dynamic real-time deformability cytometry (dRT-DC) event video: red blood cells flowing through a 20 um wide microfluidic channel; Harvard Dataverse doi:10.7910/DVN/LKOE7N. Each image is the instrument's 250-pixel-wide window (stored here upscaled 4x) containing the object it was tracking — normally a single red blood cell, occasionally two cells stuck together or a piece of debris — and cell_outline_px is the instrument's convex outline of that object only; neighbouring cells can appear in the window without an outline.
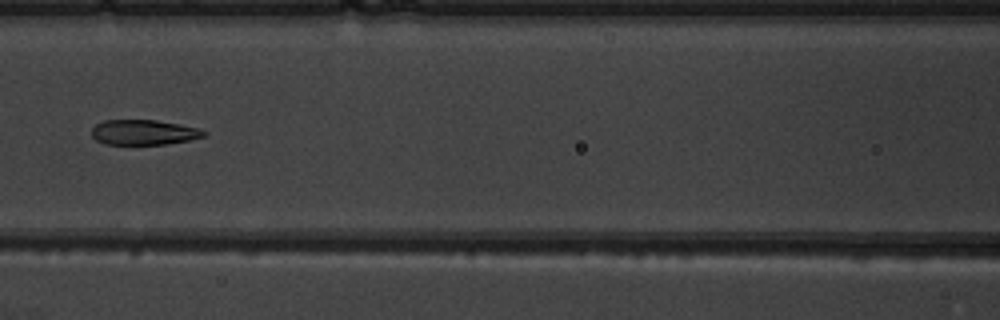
{"species": "common noctule bat (a hibernating species)", "species_latin": "Nyctalus noctula", "temperature_condition": "warm", "stored_images_in_passage": 7, "camera_frame_rate_fps": 3000, "um_per_image_px": 0.085, "animal": {"sex": "male", "body_mass_g": 19.5, "forearm_length_mm": 54.6}, "frame": {"image": 1, "passage_image": 5, "time_ms": 4.667, "image_size_px": [1000, 320], "cell_outline_px": [[208, 132], [204, 136], [188, 140], [164, 144], [104, 144], [96, 140], [92, 136], [92, 128], [96, 124], [104, 120], [156, 120], [180, 124], [200, 128]], "centroid_in_image_um": [12.22, 11.24], "position_along_channel_um": 154.4, "area_um2": 16.42}}
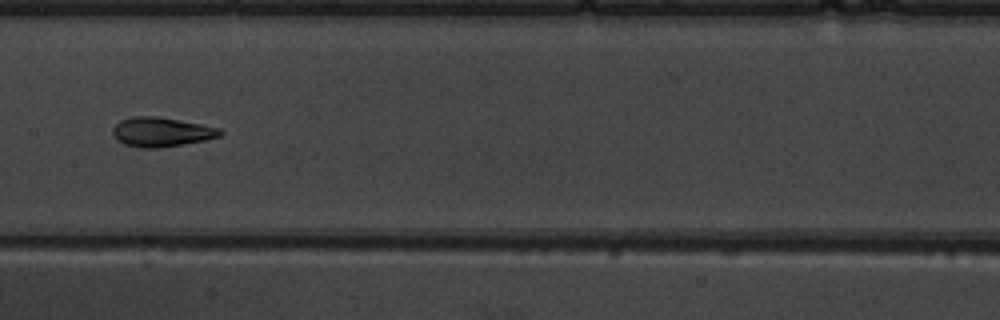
{"frame": {"image": 2, "passage_image": 6, "time_ms": 5.667, "image_size_px": [1000, 320], "cell_outline_px": [[224, 132], [220, 136], [204, 140], [160, 148], [140, 148], [124, 144], [116, 140], [112, 132], [112, 128], [120, 120], [132, 116], [156, 116], [200, 124], [220, 128]], "centroid_in_image_um": [13.68, 11.22], "position_along_channel_um": 193.7, "area_um2": 18.38}}
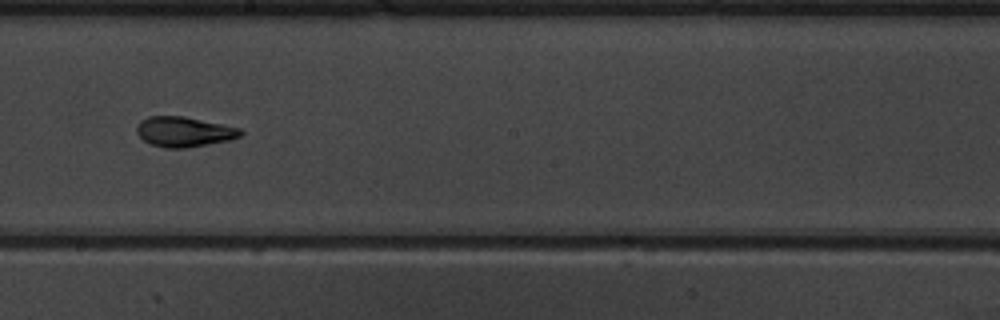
{"frame": {"image": 3, "passage_image": 7, "time_ms": 6.667, "image_size_px": [1000, 320], "cell_outline_px": [[244, 132], [240, 136], [228, 140], [188, 148], [164, 148], [152, 144], [144, 140], [136, 132], [136, 128], [140, 120], [148, 116], [184, 116], [240, 128]], "centroid_in_image_um": [15.63, 11.2], "position_along_channel_um": 232.6, "area_um2": 18.15}}